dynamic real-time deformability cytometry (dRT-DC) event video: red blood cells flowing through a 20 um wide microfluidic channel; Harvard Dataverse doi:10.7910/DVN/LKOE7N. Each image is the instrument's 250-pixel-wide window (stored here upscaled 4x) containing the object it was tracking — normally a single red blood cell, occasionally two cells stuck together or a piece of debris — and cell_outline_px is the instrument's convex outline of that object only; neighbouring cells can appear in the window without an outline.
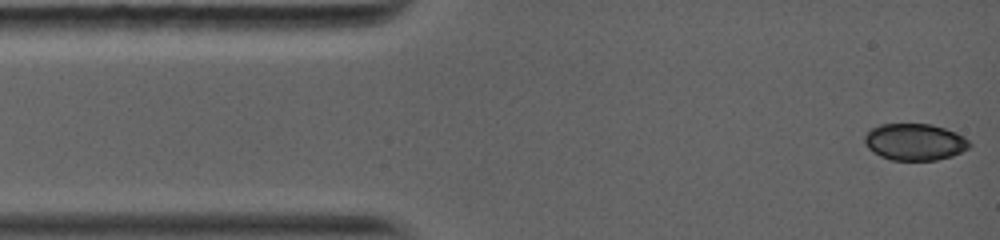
{"species": "common noctule bat (a hibernating species)", "species_latin": "Nyctalus noctula", "temperature_condition": "warm", "stored_images_in_passage": 10, "camera_frame_rate_fps": 5000, "um_per_image_px": 0.085, "animal": {"sex": "female", "body_mass_g": 19.0, "forearm_length_mm": 56.7}, "frame": {"image": 1, "passage_image": 1, "time_ms": 0.0, "image_size_px": [1000, 240], "cell_outline_px": [[972, 144], [968, 148], [952, 156], [936, 160], [892, 160], [880, 156], [868, 148], [864, 140], [864, 136], [872, 128], [880, 124], [932, 124], [956, 132], [964, 136]], "centroid_in_image_um": [77.77, 12.06], "position_along_channel_um": 7.2, "area_um2": 22.43}}
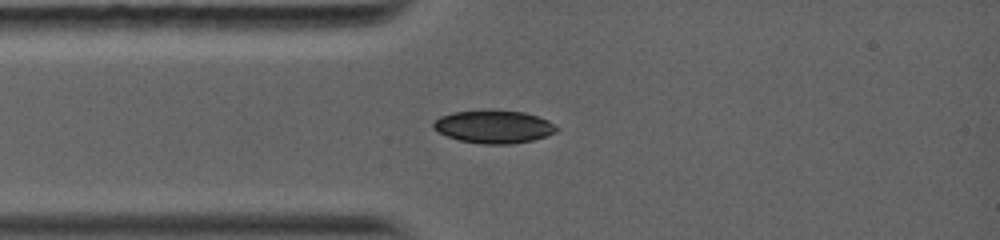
{"frame": {"image": 2, "passage_image": 6, "time_ms": 2.6, "image_size_px": [1000, 240], "cell_outline_px": [[560, 128], [556, 132], [532, 140], [512, 144], [484, 144], [460, 140], [448, 136], [432, 128], [432, 124], [440, 116], [452, 112], [488, 108], [492, 108], [524, 112], [548, 120]], "centroid_in_image_um": [41.97, 10.73], "position_along_channel_um": 43.0, "area_um2": 23.99}}
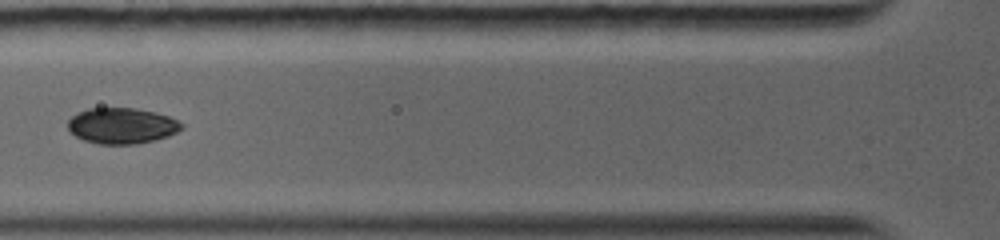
{"frame": {"image": 3, "passage_image": 9, "time_ms": 4.4, "image_size_px": [1000, 240], "cell_outline_px": [[184, 128], [168, 136], [156, 140], [136, 144], [100, 144], [84, 140], [76, 136], [68, 128], [68, 120], [76, 112], [88, 108], [136, 108], [156, 112], [168, 116], [184, 124]], "centroid_in_image_um": [10.36, 10.68], "position_along_channel_um": 115.4, "area_um2": 23.87}}